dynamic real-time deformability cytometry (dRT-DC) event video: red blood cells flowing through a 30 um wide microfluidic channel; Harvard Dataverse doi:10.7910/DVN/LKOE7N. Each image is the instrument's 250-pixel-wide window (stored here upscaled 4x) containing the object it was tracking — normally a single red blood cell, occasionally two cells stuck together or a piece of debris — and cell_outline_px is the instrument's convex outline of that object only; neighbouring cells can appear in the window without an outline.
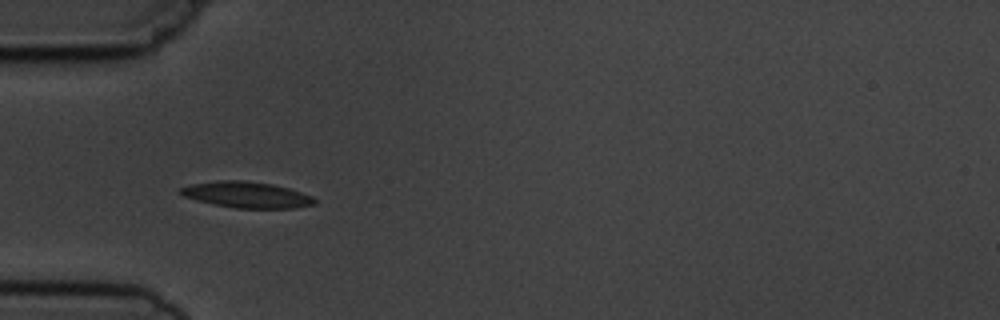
{"species": "common noctule bat (a hibernating species)", "species_latin": "Nyctalus noctula", "temperature_condition": "cold", "stored_images_in_passage": 11, "camera_frame_rate_fps": 3000, "um_per_image_px": 0.085, "animal": {"sex": "male", "body_mass_g": 19.5, "forearm_length_mm": 54.6}, "frame": {"image": 1, "passage_image": 5, "time_ms": 5.333, "image_size_px": [1000, 320], "cell_outline_px": [[316, 204], [296, 208], [236, 208], [212, 204], [196, 200], [184, 196], [176, 192], [180, 188], [192, 184], [220, 180], [244, 180], [272, 184], [288, 188], [312, 196], [316, 200]], "centroid_in_image_um": [20.95, 16.56], "position_along_channel_um": 64.0, "area_um2": 20.4}}
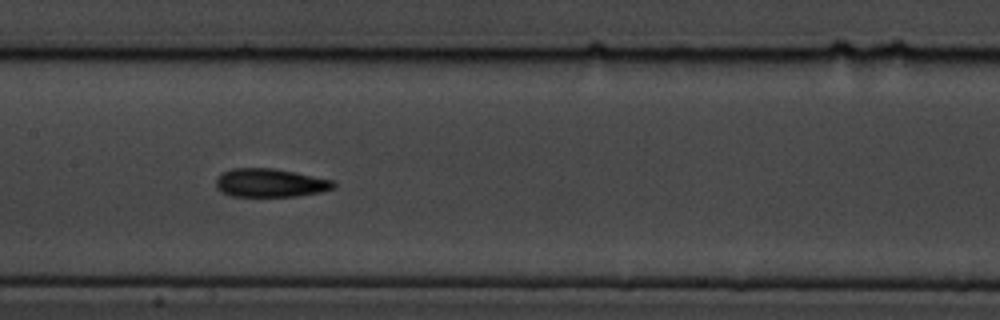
{"frame": {"image": 2, "passage_image": 8, "time_ms": 8.667, "image_size_px": [1000, 320], "cell_outline_px": [[336, 184], [332, 188], [320, 192], [296, 196], [232, 196], [220, 192], [216, 188], [216, 180], [220, 172], [232, 168], [272, 168], [332, 180]], "centroid_in_image_um": [22.88, 15.54], "position_along_channel_um": 184.5, "area_um2": 19.36}}
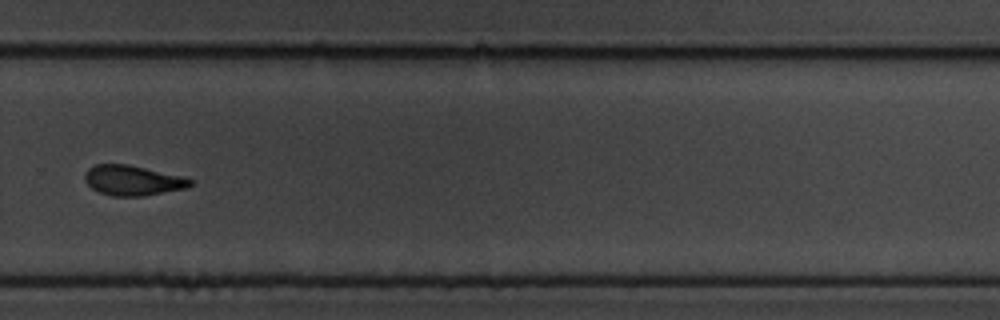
{"frame": {"image": 3, "passage_image": 11, "time_ms": 12.333, "image_size_px": [1000, 320], "cell_outline_px": [[192, 184], [188, 188], [140, 196], [112, 196], [100, 192], [92, 188], [84, 180], [84, 172], [88, 168], [96, 164], [128, 164], [180, 176], [192, 180]], "centroid_in_image_um": [11.24, 15.33], "position_along_channel_um": 318.6, "area_um2": 18.32}}